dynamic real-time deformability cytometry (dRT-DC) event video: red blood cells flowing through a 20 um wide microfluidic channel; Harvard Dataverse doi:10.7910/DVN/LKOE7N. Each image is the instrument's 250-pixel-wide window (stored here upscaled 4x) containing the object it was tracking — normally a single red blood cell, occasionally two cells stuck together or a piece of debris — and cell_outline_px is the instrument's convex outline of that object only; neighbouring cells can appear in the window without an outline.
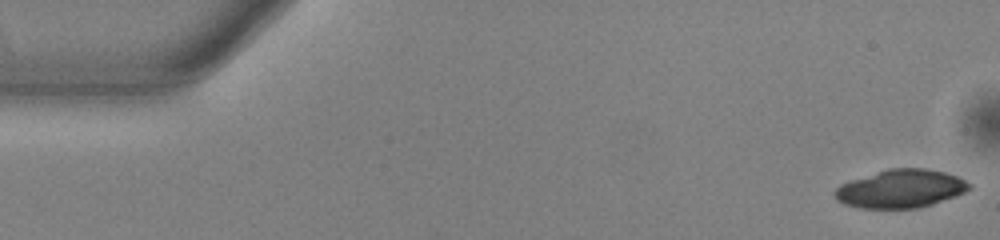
{"species": "common noctule bat (a hibernating species)", "species_latin": "Nyctalus noctula", "temperature_condition": "warm", "stored_images_in_passage": 52, "segment_of_instrument_passage": [1, 2], "camera_frame_rate_fps": 3000, "um_per_image_px": 0.085, "animal": {"sex": "male", "body_mass_g": 13.0, "forearm_length_mm": 53.1}, "frame": {"image": 1, "passage_image": 1, "time_ms": 0.0, "image_size_px": [1000, 240], "cell_outline_px": [[972, 188], [956, 196], [920, 208], [860, 208], [844, 204], [836, 200], [832, 192], [840, 184], [888, 168], [924, 168], [944, 172], [956, 176], [972, 184]], "centroid_in_image_um": [76.55, 16.05], "position_along_channel_um": 8.5, "area_um2": 30.0}}